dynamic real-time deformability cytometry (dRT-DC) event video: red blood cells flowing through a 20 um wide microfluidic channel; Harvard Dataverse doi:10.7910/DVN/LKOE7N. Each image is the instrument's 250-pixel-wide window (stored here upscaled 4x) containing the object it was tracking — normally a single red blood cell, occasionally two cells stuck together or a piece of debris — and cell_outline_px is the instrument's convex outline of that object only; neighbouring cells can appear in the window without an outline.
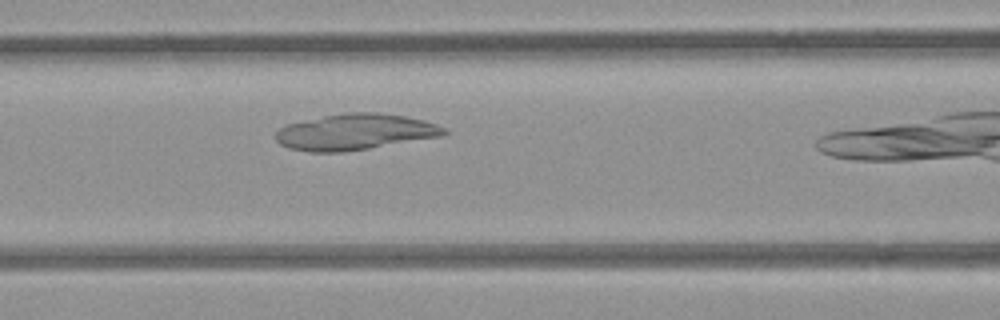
{"species": "common noctule bat (a hibernating species)", "species_latin": "Nyctalus noctula", "temperature_condition": "room temperature", "stored_images_in_passage": 36, "camera_frame_rate_fps": 3000, "um_per_image_px": 0.085, "animal": {"sex": "female", "body_mass_g": 21.9}, "frame": {"image": 1, "passage_image": 16, "time_ms": 5.0, "image_size_px": [1000, 320], "cell_outline_px": [[448, 132], [440, 136], [344, 152], [308, 152], [288, 148], [280, 144], [276, 140], [276, 132], [284, 124], [344, 112], [376, 112], [404, 116], [424, 120], [448, 128]], "centroid_in_image_um": [30.15, 11.21], "position_along_channel_um": 136.5, "area_um2": 35.32}}
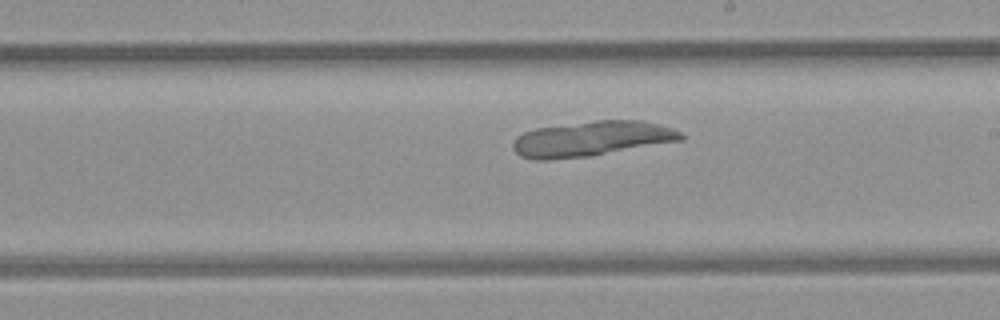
{"frame": {"image": 2, "passage_image": 24, "time_ms": 7.667, "image_size_px": [1000, 320], "cell_outline_px": [[684, 140], [592, 156], [552, 160], [532, 160], [520, 156], [512, 148], [512, 144], [516, 136], [524, 132], [536, 128], [596, 120], [640, 120], [660, 124], [672, 128], [680, 132], [684, 136]], "centroid_in_image_um": [50.28, 11.81], "position_along_channel_um": 238.7, "area_um2": 34.74}}
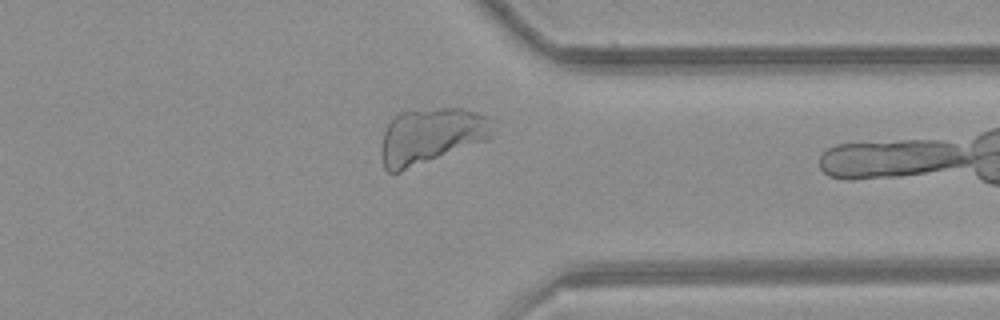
{"frame": {"image": 3, "passage_image": 35, "time_ms": 11.333, "image_size_px": [1000, 320], "cell_outline_px": [[496, 132], [488, 140], [400, 172], [388, 172], [384, 168], [380, 156], [380, 148], [384, 132], [392, 116], [400, 112], [440, 108], [464, 108], [488, 116]], "centroid_in_image_um": [36.64, 11.55], "position_along_channel_um": 374.8, "area_um2": 36.65}}